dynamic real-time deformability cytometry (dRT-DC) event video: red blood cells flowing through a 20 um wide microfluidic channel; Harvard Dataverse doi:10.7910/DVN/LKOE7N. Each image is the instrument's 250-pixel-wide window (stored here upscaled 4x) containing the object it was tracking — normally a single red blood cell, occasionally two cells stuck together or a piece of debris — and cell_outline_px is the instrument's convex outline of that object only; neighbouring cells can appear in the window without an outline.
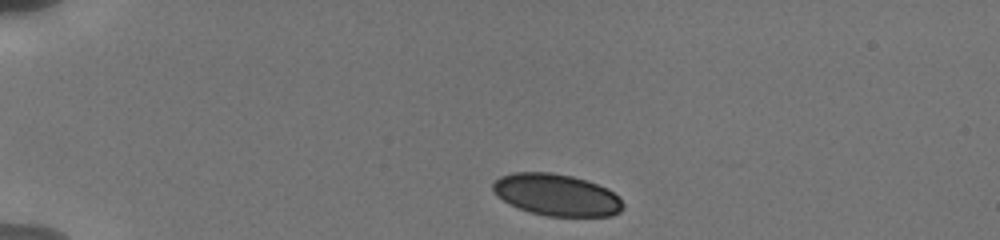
{"species": "human", "species_latin": "Homo sapiens", "temperature_condition": "cold", "stored_images_in_passage": 40, "camera_frame_rate_fps": 3000, "um_per_image_px": 0.085, "donor": {"sex": "male"}, "frame": {"image": 1, "passage_image": 1, "time_ms": 0.0, "image_size_px": [1000, 240], "cell_outline_px": [[624, 208], [620, 212], [612, 216], [548, 216], [532, 212], [520, 208], [504, 200], [492, 188], [492, 184], [500, 176], [512, 172], [552, 172], [572, 176], [588, 180], [608, 188], [624, 204]], "centroid_in_image_um": [47.35, 16.55], "position_along_channel_um": 37.7, "area_um2": 31.5}}
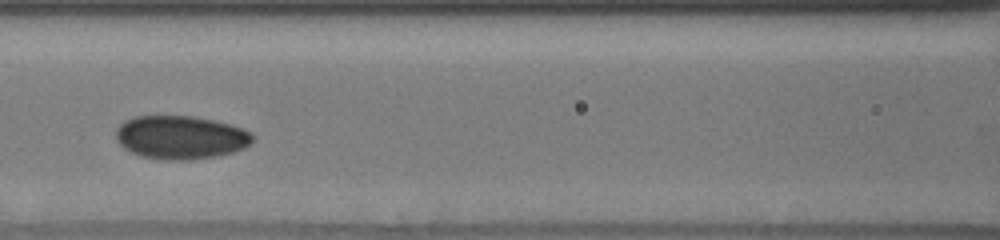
{"frame": {"image": 2, "passage_image": 15, "time_ms": 4.667, "image_size_px": [1000, 240], "cell_outline_px": [[252, 140], [244, 148], [232, 152], [216, 156], [192, 160], [168, 160], [140, 156], [124, 148], [116, 140], [116, 128], [124, 120], [136, 116], [192, 116], [212, 120], [244, 128], [252, 132]], "centroid_in_image_um": [15.33, 11.67], "position_along_channel_um": 151.3, "area_um2": 34.56}}
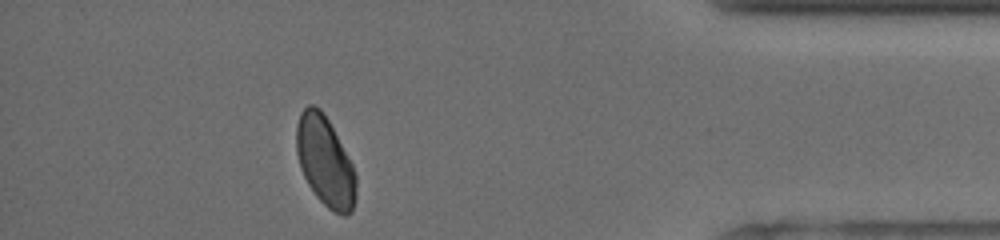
{"frame": {"image": 3, "passage_image": 35, "time_ms": 12.333, "image_size_px": [1000, 240], "cell_outline_px": [[356, 196], [352, 212], [344, 216], [332, 212], [316, 196], [308, 184], [300, 168], [296, 152], [296, 124], [300, 112], [308, 104], [312, 104], [320, 108], [328, 120], [352, 164], [356, 176]], "centroid_in_image_um": [27.62, 13.73], "position_along_channel_um": 407.6, "area_um2": 31.27}, "authors_computed_cell_mechanics": {"area_um2": 33.2639, "velocity_mm_per_s": 3.7846, "shape_relaxation_time_tau1_ms": 3.5417, "shape_relaxation_time_tau2_ms": 1.6619, "deformation_change_tau1": 0.0708, "deformation_change_tau2": 0.0398}}